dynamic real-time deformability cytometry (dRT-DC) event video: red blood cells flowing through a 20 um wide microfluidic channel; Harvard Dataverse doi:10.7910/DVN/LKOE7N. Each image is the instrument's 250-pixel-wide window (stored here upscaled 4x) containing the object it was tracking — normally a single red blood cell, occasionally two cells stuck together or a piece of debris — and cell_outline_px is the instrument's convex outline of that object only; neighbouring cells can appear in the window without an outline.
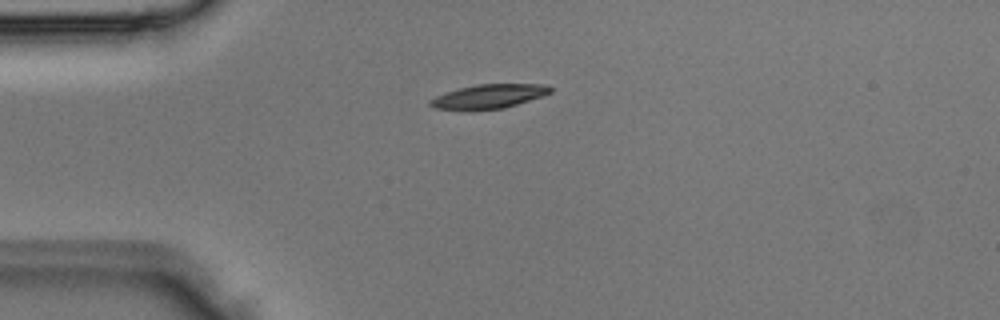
{"species": "Egyptian fruit bat (a non-hibernating species)", "species_latin": "Rousettus aegyptiacus", "temperature_condition": "room temperature", "stored_images_in_passage": 1, "camera_frame_rate_fps": 3000, "um_per_image_px": 0.085, "animal": {"sex": "male"}, "frame": {"image": 1, "passage_image": 1, "time_ms": 0.0, "image_size_px": [1000, 320], "cell_outline_px": [[552, 92], [544, 96], [504, 108], [436, 108], [428, 104], [428, 100], [444, 92], [476, 84], [548, 84], [552, 88]], "centroid_in_image_um": [41.62, 8.15], "position_along_channel_um": 43.4, "area_um2": 16.47}}